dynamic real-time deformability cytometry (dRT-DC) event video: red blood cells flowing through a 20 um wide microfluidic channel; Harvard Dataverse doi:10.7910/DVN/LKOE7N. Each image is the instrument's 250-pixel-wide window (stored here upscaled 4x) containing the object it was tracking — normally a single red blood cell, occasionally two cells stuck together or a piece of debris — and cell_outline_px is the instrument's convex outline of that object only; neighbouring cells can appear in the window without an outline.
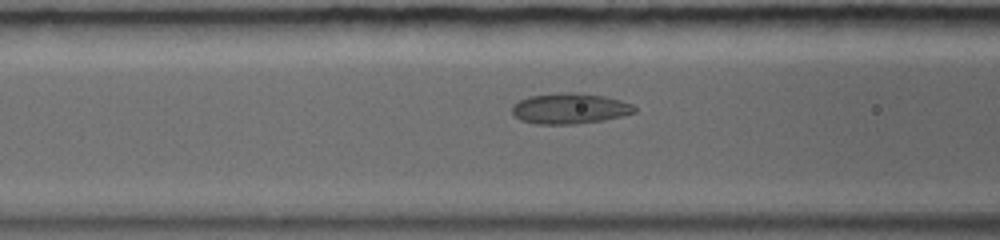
{"species": "common noctule bat (a hibernating species)", "species_latin": "Nyctalus noctula", "temperature_condition": "warm", "stored_images_in_passage": 10, "camera_frame_rate_fps": 5000, "um_per_image_px": 0.085, "animal": {"sex": "female", "body_mass_g": 19.0, "forearm_length_mm": 56.7}, "frame": {"image": 1, "passage_image": 6, "time_ms": 2.0, "image_size_px": [1000, 240], "cell_outline_px": [[636, 112], [600, 120], [572, 124], [540, 124], [520, 120], [512, 112], [512, 108], [520, 100], [532, 96], [600, 96], [616, 100], [628, 104], [636, 108]], "centroid_in_image_um": [48.38, 9.29], "position_along_channel_um": 118.2, "area_um2": 19.88}}